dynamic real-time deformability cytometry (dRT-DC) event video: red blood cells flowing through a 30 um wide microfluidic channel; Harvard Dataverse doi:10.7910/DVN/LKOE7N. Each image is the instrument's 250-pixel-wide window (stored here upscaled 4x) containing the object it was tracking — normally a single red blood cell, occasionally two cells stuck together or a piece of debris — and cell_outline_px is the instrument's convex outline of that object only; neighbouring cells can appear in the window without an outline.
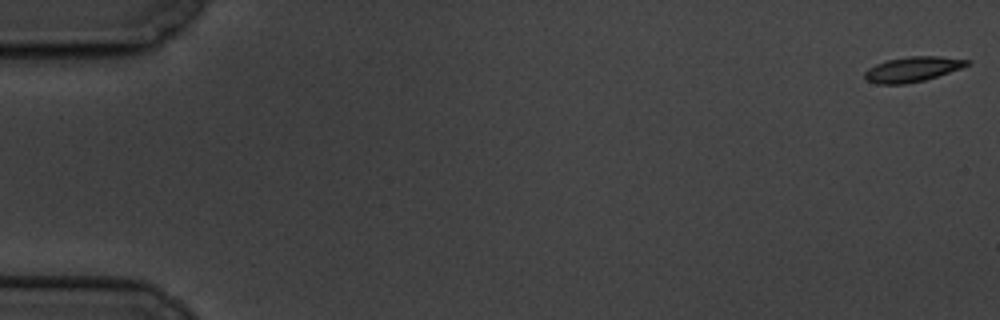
{"species": "common noctule bat (a hibernating species)", "species_latin": "Nyctalus noctula", "temperature_condition": "cold", "stored_images_in_passage": 3, "camera_frame_rate_fps": 3000, "um_per_image_px": 0.085, "animal": {"sex": "male", "body_mass_g": 19.5, "forearm_length_mm": 54.6}, "frame": {"image": 1, "passage_image": 1, "time_ms": 0.0, "image_size_px": [1000, 320], "cell_outline_px": [[972, 60], [968, 64], [960, 68], [924, 80], [904, 84], [876, 84], [868, 80], [864, 76], [864, 72], [868, 68], [876, 64], [888, 60], [908, 56], [940, 56]], "centroid_in_image_um": [77.54, 5.88], "position_along_channel_um": 7.5, "area_um2": 14.74}}